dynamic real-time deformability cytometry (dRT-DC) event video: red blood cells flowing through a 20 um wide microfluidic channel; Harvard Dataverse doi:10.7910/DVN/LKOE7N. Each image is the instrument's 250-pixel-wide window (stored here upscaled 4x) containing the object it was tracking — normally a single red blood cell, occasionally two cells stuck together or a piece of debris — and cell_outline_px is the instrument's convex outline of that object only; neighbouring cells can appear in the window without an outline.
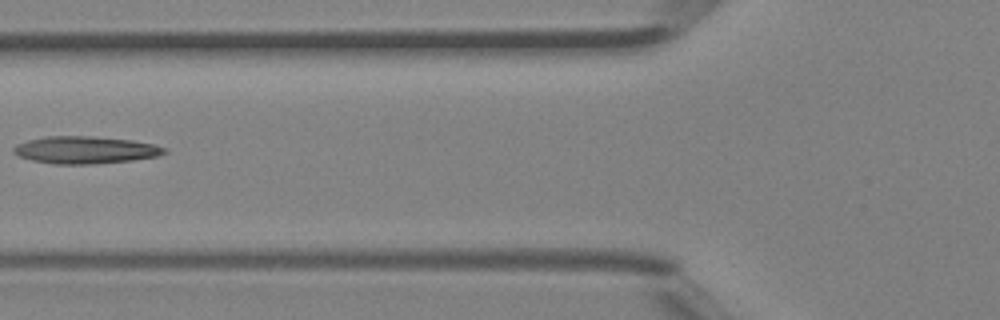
{"species": "Egyptian fruit bat (a non-hibernating species)", "species_latin": "Rousettus aegyptiacus", "temperature_condition": "room temperature", "stored_images_in_passage": 6, "camera_frame_rate_fps": 3000, "um_per_image_px": 0.085, "animal": {"sex": "female"}, "frame": {"image": 1, "passage_image": 6, "time_ms": 1.667, "image_size_px": [1000, 320], "cell_outline_px": [[168, 152], [156, 156], [132, 160], [92, 164], [56, 164], [32, 160], [20, 156], [12, 152], [12, 148], [16, 144], [28, 140], [48, 136], [92, 136], [132, 140], [152, 144], [168, 148]], "centroid_in_image_um": [7.25, 12.74], "position_along_channel_um": 118.6, "area_um2": 23.93}}